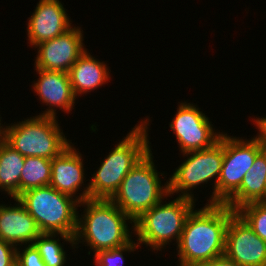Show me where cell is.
I'll use <instances>...</instances> for the list:
<instances>
[{
  "mask_svg": "<svg viewBox=\"0 0 266 266\" xmlns=\"http://www.w3.org/2000/svg\"><path fill=\"white\" fill-rule=\"evenodd\" d=\"M149 119L140 121L119 141L100 163L83 191L87 199L110 200L130 170L151 150L148 138Z\"/></svg>",
  "mask_w": 266,
  "mask_h": 266,
  "instance_id": "obj_2",
  "label": "cell"
},
{
  "mask_svg": "<svg viewBox=\"0 0 266 266\" xmlns=\"http://www.w3.org/2000/svg\"><path fill=\"white\" fill-rule=\"evenodd\" d=\"M52 160L43 157H25L20 176V194L32 188L50 185Z\"/></svg>",
  "mask_w": 266,
  "mask_h": 266,
  "instance_id": "obj_20",
  "label": "cell"
},
{
  "mask_svg": "<svg viewBox=\"0 0 266 266\" xmlns=\"http://www.w3.org/2000/svg\"><path fill=\"white\" fill-rule=\"evenodd\" d=\"M67 15L59 0H39L35 11L28 18V43L35 47L65 33L73 27Z\"/></svg>",
  "mask_w": 266,
  "mask_h": 266,
  "instance_id": "obj_13",
  "label": "cell"
},
{
  "mask_svg": "<svg viewBox=\"0 0 266 266\" xmlns=\"http://www.w3.org/2000/svg\"><path fill=\"white\" fill-rule=\"evenodd\" d=\"M185 155L187 159L168 179L169 195L181 192L179 196L196 200L191 189L215 178L214 189L208 200V204H215V190L224 156V134L212 147L183 154L184 157Z\"/></svg>",
  "mask_w": 266,
  "mask_h": 266,
  "instance_id": "obj_8",
  "label": "cell"
},
{
  "mask_svg": "<svg viewBox=\"0 0 266 266\" xmlns=\"http://www.w3.org/2000/svg\"><path fill=\"white\" fill-rule=\"evenodd\" d=\"M25 157L11 147L3 138L0 139V190L12 198L20 195V176Z\"/></svg>",
  "mask_w": 266,
  "mask_h": 266,
  "instance_id": "obj_19",
  "label": "cell"
},
{
  "mask_svg": "<svg viewBox=\"0 0 266 266\" xmlns=\"http://www.w3.org/2000/svg\"><path fill=\"white\" fill-rule=\"evenodd\" d=\"M235 211L266 242V201L250 202Z\"/></svg>",
  "mask_w": 266,
  "mask_h": 266,
  "instance_id": "obj_22",
  "label": "cell"
},
{
  "mask_svg": "<svg viewBox=\"0 0 266 266\" xmlns=\"http://www.w3.org/2000/svg\"><path fill=\"white\" fill-rule=\"evenodd\" d=\"M57 117L33 116L4 127L3 139L24 157H43L52 160L72 142L60 129Z\"/></svg>",
  "mask_w": 266,
  "mask_h": 266,
  "instance_id": "obj_7",
  "label": "cell"
},
{
  "mask_svg": "<svg viewBox=\"0 0 266 266\" xmlns=\"http://www.w3.org/2000/svg\"><path fill=\"white\" fill-rule=\"evenodd\" d=\"M108 69L104 62L97 60L86 49L68 72L75 96L94 91L106 84L110 79Z\"/></svg>",
  "mask_w": 266,
  "mask_h": 266,
  "instance_id": "obj_17",
  "label": "cell"
},
{
  "mask_svg": "<svg viewBox=\"0 0 266 266\" xmlns=\"http://www.w3.org/2000/svg\"><path fill=\"white\" fill-rule=\"evenodd\" d=\"M224 255L241 266H266V242L235 213L226 229Z\"/></svg>",
  "mask_w": 266,
  "mask_h": 266,
  "instance_id": "obj_12",
  "label": "cell"
},
{
  "mask_svg": "<svg viewBox=\"0 0 266 266\" xmlns=\"http://www.w3.org/2000/svg\"><path fill=\"white\" fill-rule=\"evenodd\" d=\"M16 248L7 241L0 239V266H15L17 264Z\"/></svg>",
  "mask_w": 266,
  "mask_h": 266,
  "instance_id": "obj_25",
  "label": "cell"
},
{
  "mask_svg": "<svg viewBox=\"0 0 266 266\" xmlns=\"http://www.w3.org/2000/svg\"><path fill=\"white\" fill-rule=\"evenodd\" d=\"M18 200L35 219L41 233L75 236L80 202L52 186L32 188Z\"/></svg>",
  "mask_w": 266,
  "mask_h": 266,
  "instance_id": "obj_5",
  "label": "cell"
},
{
  "mask_svg": "<svg viewBox=\"0 0 266 266\" xmlns=\"http://www.w3.org/2000/svg\"><path fill=\"white\" fill-rule=\"evenodd\" d=\"M264 147L260 134L249 140L224 134V156L215 190V204H224L240 188L244 175Z\"/></svg>",
  "mask_w": 266,
  "mask_h": 266,
  "instance_id": "obj_9",
  "label": "cell"
},
{
  "mask_svg": "<svg viewBox=\"0 0 266 266\" xmlns=\"http://www.w3.org/2000/svg\"><path fill=\"white\" fill-rule=\"evenodd\" d=\"M182 154L212 147L219 141L222 132H214L209 118L197 105L182 102L170 123Z\"/></svg>",
  "mask_w": 266,
  "mask_h": 266,
  "instance_id": "obj_10",
  "label": "cell"
},
{
  "mask_svg": "<svg viewBox=\"0 0 266 266\" xmlns=\"http://www.w3.org/2000/svg\"><path fill=\"white\" fill-rule=\"evenodd\" d=\"M197 266H241L234 261L229 260L225 255L202 262Z\"/></svg>",
  "mask_w": 266,
  "mask_h": 266,
  "instance_id": "obj_26",
  "label": "cell"
},
{
  "mask_svg": "<svg viewBox=\"0 0 266 266\" xmlns=\"http://www.w3.org/2000/svg\"><path fill=\"white\" fill-rule=\"evenodd\" d=\"M0 122H1V117H0ZM3 136H4V126H2L0 123V139H2Z\"/></svg>",
  "mask_w": 266,
  "mask_h": 266,
  "instance_id": "obj_28",
  "label": "cell"
},
{
  "mask_svg": "<svg viewBox=\"0 0 266 266\" xmlns=\"http://www.w3.org/2000/svg\"><path fill=\"white\" fill-rule=\"evenodd\" d=\"M236 213L226 204H207L188 215L181 234L178 266L198 264L224 255L226 229Z\"/></svg>",
  "mask_w": 266,
  "mask_h": 266,
  "instance_id": "obj_1",
  "label": "cell"
},
{
  "mask_svg": "<svg viewBox=\"0 0 266 266\" xmlns=\"http://www.w3.org/2000/svg\"><path fill=\"white\" fill-rule=\"evenodd\" d=\"M150 150L125 176L110 199L133 221L169 195L168 180L161 184ZM162 185V186H161Z\"/></svg>",
  "mask_w": 266,
  "mask_h": 266,
  "instance_id": "obj_6",
  "label": "cell"
},
{
  "mask_svg": "<svg viewBox=\"0 0 266 266\" xmlns=\"http://www.w3.org/2000/svg\"><path fill=\"white\" fill-rule=\"evenodd\" d=\"M13 200L17 202L15 206L0 204V239L15 247L33 244L41 232L35 219L18 198H13Z\"/></svg>",
  "mask_w": 266,
  "mask_h": 266,
  "instance_id": "obj_16",
  "label": "cell"
},
{
  "mask_svg": "<svg viewBox=\"0 0 266 266\" xmlns=\"http://www.w3.org/2000/svg\"><path fill=\"white\" fill-rule=\"evenodd\" d=\"M253 122H255L254 124L258 128V132L262 136L266 147V116L254 119Z\"/></svg>",
  "mask_w": 266,
  "mask_h": 266,
  "instance_id": "obj_27",
  "label": "cell"
},
{
  "mask_svg": "<svg viewBox=\"0 0 266 266\" xmlns=\"http://www.w3.org/2000/svg\"><path fill=\"white\" fill-rule=\"evenodd\" d=\"M131 240L124 246L113 248L109 250H100L94 253L95 266H124L125 260L123 257L124 252H134L140 245Z\"/></svg>",
  "mask_w": 266,
  "mask_h": 266,
  "instance_id": "obj_23",
  "label": "cell"
},
{
  "mask_svg": "<svg viewBox=\"0 0 266 266\" xmlns=\"http://www.w3.org/2000/svg\"><path fill=\"white\" fill-rule=\"evenodd\" d=\"M39 74L37 82L34 81L33 90L40 101L49 106L39 116L56 117V109H63L65 113L72 111L76 96L73 92L68 73L35 68ZM54 106V107H53Z\"/></svg>",
  "mask_w": 266,
  "mask_h": 266,
  "instance_id": "obj_14",
  "label": "cell"
},
{
  "mask_svg": "<svg viewBox=\"0 0 266 266\" xmlns=\"http://www.w3.org/2000/svg\"><path fill=\"white\" fill-rule=\"evenodd\" d=\"M81 205L85 206V210L77 219L76 248L79 243L86 242L89 249L96 253L124 246L132 240L128 223L134 221L111 200L87 199L79 207Z\"/></svg>",
  "mask_w": 266,
  "mask_h": 266,
  "instance_id": "obj_3",
  "label": "cell"
},
{
  "mask_svg": "<svg viewBox=\"0 0 266 266\" xmlns=\"http://www.w3.org/2000/svg\"><path fill=\"white\" fill-rule=\"evenodd\" d=\"M21 251L16 248V260L18 266H46L34 244H28Z\"/></svg>",
  "mask_w": 266,
  "mask_h": 266,
  "instance_id": "obj_24",
  "label": "cell"
},
{
  "mask_svg": "<svg viewBox=\"0 0 266 266\" xmlns=\"http://www.w3.org/2000/svg\"><path fill=\"white\" fill-rule=\"evenodd\" d=\"M256 201H266V147L256 156L240 188L224 204L237 210L244 204Z\"/></svg>",
  "mask_w": 266,
  "mask_h": 266,
  "instance_id": "obj_18",
  "label": "cell"
},
{
  "mask_svg": "<svg viewBox=\"0 0 266 266\" xmlns=\"http://www.w3.org/2000/svg\"><path fill=\"white\" fill-rule=\"evenodd\" d=\"M81 27H71L65 33L35 46V68L68 73L86 51Z\"/></svg>",
  "mask_w": 266,
  "mask_h": 266,
  "instance_id": "obj_11",
  "label": "cell"
},
{
  "mask_svg": "<svg viewBox=\"0 0 266 266\" xmlns=\"http://www.w3.org/2000/svg\"><path fill=\"white\" fill-rule=\"evenodd\" d=\"M194 203L193 199L178 196L165 204L160 201L143 212L132 224L138 244L149 246L157 252L162 251L172 240L178 244L185 221L196 206Z\"/></svg>",
  "mask_w": 266,
  "mask_h": 266,
  "instance_id": "obj_4",
  "label": "cell"
},
{
  "mask_svg": "<svg viewBox=\"0 0 266 266\" xmlns=\"http://www.w3.org/2000/svg\"><path fill=\"white\" fill-rule=\"evenodd\" d=\"M82 155L73 145L67 147L59 156L52 159L50 186L61 193L75 197L83 202V194H76L84 185V164ZM77 192V193H76ZM76 195V196H75Z\"/></svg>",
  "mask_w": 266,
  "mask_h": 266,
  "instance_id": "obj_15",
  "label": "cell"
},
{
  "mask_svg": "<svg viewBox=\"0 0 266 266\" xmlns=\"http://www.w3.org/2000/svg\"><path fill=\"white\" fill-rule=\"evenodd\" d=\"M58 235H60V238L62 237L63 240L71 244L74 249L76 248L73 236L65 234L41 233L34 240L33 244L38 249L46 266H65L64 264L66 263L67 255L64 251V246L59 243L60 240L57 237Z\"/></svg>",
  "mask_w": 266,
  "mask_h": 266,
  "instance_id": "obj_21",
  "label": "cell"
}]
</instances>
